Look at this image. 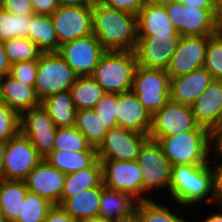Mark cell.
I'll use <instances>...</instances> for the list:
<instances>
[{"label":"cell","mask_w":222,"mask_h":222,"mask_svg":"<svg viewBox=\"0 0 222 222\" xmlns=\"http://www.w3.org/2000/svg\"><path fill=\"white\" fill-rule=\"evenodd\" d=\"M92 32L106 51L134 52L138 41L137 15L96 1L92 6Z\"/></svg>","instance_id":"cell-1"},{"label":"cell","mask_w":222,"mask_h":222,"mask_svg":"<svg viewBox=\"0 0 222 222\" xmlns=\"http://www.w3.org/2000/svg\"><path fill=\"white\" fill-rule=\"evenodd\" d=\"M169 195L178 205L183 206H194L204 200L213 203L210 163L172 166Z\"/></svg>","instance_id":"cell-2"},{"label":"cell","mask_w":222,"mask_h":222,"mask_svg":"<svg viewBox=\"0 0 222 222\" xmlns=\"http://www.w3.org/2000/svg\"><path fill=\"white\" fill-rule=\"evenodd\" d=\"M157 141L172 166L203 165L209 162L211 132L192 130L167 137H149Z\"/></svg>","instance_id":"cell-3"},{"label":"cell","mask_w":222,"mask_h":222,"mask_svg":"<svg viewBox=\"0 0 222 222\" xmlns=\"http://www.w3.org/2000/svg\"><path fill=\"white\" fill-rule=\"evenodd\" d=\"M137 65L134 52L106 51L91 77L106 93L128 92L132 90Z\"/></svg>","instance_id":"cell-4"},{"label":"cell","mask_w":222,"mask_h":222,"mask_svg":"<svg viewBox=\"0 0 222 222\" xmlns=\"http://www.w3.org/2000/svg\"><path fill=\"white\" fill-rule=\"evenodd\" d=\"M165 8L180 37L213 36L222 30V9L187 7L176 1Z\"/></svg>","instance_id":"cell-5"},{"label":"cell","mask_w":222,"mask_h":222,"mask_svg":"<svg viewBox=\"0 0 222 222\" xmlns=\"http://www.w3.org/2000/svg\"><path fill=\"white\" fill-rule=\"evenodd\" d=\"M78 77L58 52H42L37 60L36 95L42 101L50 95L67 91Z\"/></svg>","instance_id":"cell-6"},{"label":"cell","mask_w":222,"mask_h":222,"mask_svg":"<svg viewBox=\"0 0 222 222\" xmlns=\"http://www.w3.org/2000/svg\"><path fill=\"white\" fill-rule=\"evenodd\" d=\"M170 77L165 70L146 69L137 65L132 91L153 115L169 101Z\"/></svg>","instance_id":"cell-7"},{"label":"cell","mask_w":222,"mask_h":222,"mask_svg":"<svg viewBox=\"0 0 222 222\" xmlns=\"http://www.w3.org/2000/svg\"><path fill=\"white\" fill-rule=\"evenodd\" d=\"M137 161L142 171V195L151 190L168 189L172 165L157 141L148 139L140 149ZM146 191V192H145Z\"/></svg>","instance_id":"cell-8"},{"label":"cell","mask_w":222,"mask_h":222,"mask_svg":"<svg viewBox=\"0 0 222 222\" xmlns=\"http://www.w3.org/2000/svg\"><path fill=\"white\" fill-rule=\"evenodd\" d=\"M43 160L26 136L18 132L6 142L3 160V179L25 180Z\"/></svg>","instance_id":"cell-9"},{"label":"cell","mask_w":222,"mask_h":222,"mask_svg":"<svg viewBox=\"0 0 222 222\" xmlns=\"http://www.w3.org/2000/svg\"><path fill=\"white\" fill-rule=\"evenodd\" d=\"M102 164L104 187L131 195L139 201L150 200L142 196V171L137 160H99Z\"/></svg>","instance_id":"cell-10"},{"label":"cell","mask_w":222,"mask_h":222,"mask_svg":"<svg viewBox=\"0 0 222 222\" xmlns=\"http://www.w3.org/2000/svg\"><path fill=\"white\" fill-rule=\"evenodd\" d=\"M192 130H208L200 126L192 113L191 106L169 100L152 115L149 137H167Z\"/></svg>","instance_id":"cell-11"},{"label":"cell","mask_w":222,"mask_h":222,"mask_svg":"<svg viewBox=\"0 0 222 222\" xmlns=\"http://www.w3.org/2000/svg\"><path fill=\"white\" fill-rule=\"evenodd\" d=\"M149 136L122 127L108 129L103 141L96 148L98 160H137Z\"/></svg>","instance_id":"cell-12"},{"label":"cell","mask_w":222,"mask_h":222,"mask_svg":"<svg viewBox=\"0 0 222 222\" xmlns=\"http://www.w3.org/2000/svg\"><path fill=\"white\" fill-rule=\"evenodd\" d=\"M56 129L41 104L19 115V132L28 138L43 159L53 151Z\"/></svg>","instance_id":"cell-13"},{"label":"cell","mask_w":222,"mask_h":222,"mask_svg":"<svg viewBox=\"0 0 222 222\" xmlns=\"http://www.w3.org/2000/svg\"><path fill=\"white\" fill-rule=\"evenodd\" d=\"M58 54L79 77L91 76L106 52L94 34L59 46Z\"/></svg>","instance_id":"cell-14"},{"label":"cell","mask_w":222,"mask_h":222,"mask_svg":"<svg viewBox=\"0 0 222 222\" xmlns=\"http://www.w3.org/2000/svg\"><path fill=\"white\" fill-rule=\"evenodd\" d=\"M50 16L59 45L93 34L92 6H59Z\"/></svg>","instance_id":"cell-15"},{"label":"cell","mask_w":222,"mask_h":222,"mask_svg":"<svg viewBox=\"0 0 222 222\" xmlns=\"http://www.w3.org/2000/svg\"><path fill=\"white\" fill-rule=\"evenodd\" d=\"M179 39V34L138 36L134 50L138 66L166 71Z\"/></svg>","instance_id":"cell-16"},{"label":"cell","mask_w":222,"mask_h":222,"mask_svg":"<svg viewBox=\"0 0 222 222\" xmlns=\"http://www.w3.org/2000/svg\"><path fill=\"white\" fill-rule=\"evenodd\" d=\"M207 44L208 36L180 37L166 69L169 77L175 78L203 68Z\"/></svg>","instance_id":"cell-17"},{"label":"cell","mask_w":222,"mask_h":222,"mask_svg":"<svg viewBox=\"0 0 222 222\" xmlns=\"http://www.w3.org/2000/svg\"><path fill=\"white\" fill-rule=\"evenodd\" d=\"M66 174L43 159L24 180L29 192L46 198L54 205L61 204Z\"/></svg>","instance_id":"cell-18"},{"label":"cell","mask_w":222,"mask_h":222,"mask_svg":"<svg viewBox=\"0 0 222 222\" xmlns=\"http://www.w3.org/2000/svg\"><path fill=\"white\" fill-rule=\"evenodd\" d=\"M117 127L148 135L152 125V114L131 90L117 94Z\"/></svg>","instance_id":"cell-19"},{"label":"cell","mask_w":222,"mask_h":222,"mask_svg":"<svg viewBox=\"0 0 222 222\" xmlns=\"http://www.w3.org/2000/svg\"><path fill=\"white\" fill-rule=\"evenodd\" d=\"M196 122L210 132L222 124V80H212L191 105Z\"/></svg>","instance_id":"cell-20"},{"label":"cell","mask_w":222,"mask_h":222,"mask_svg":"<svg viewBox=\"0 0 222 222\" xmlns=\"http://www.w3.org/2000/svg\"><path fill=\"white\" fill-rule=\"evenodd\" d=\"M212 80L211 74L204 67L170 78L169 100L191 106Z\"/></svg>","instance_id":"cell-21"},{"label":"cell","mask_w":222,"mask_h":222,"mask_svg":"<svg viewBox=\"0 0 222 222\" xmlns=\"http://www.w3.org/2000/svg\"><path fill=\"white\" fill-rule=\"evenodd\" d=\"M0 100L18 115L40 105L34 86H27L10 75L0 78Z\"/></svg>","instance_id":"cell-22"},{"label":"cell","mask_w":222,"mask_h":222,"mask_svg":"<svg viewBox=\"0 0 222 222\" xmlns=\"http://www.w3.org/2000/svg\"><path fill=\"white\" fill-rule=\"evenodd\" d=\"M138 36L179 34L167 16L165 6L145 0L137 15Z\"/></svg>","instance_id":"cell-23"},{"label":"cell","mask_w":222,"mask_h":222,"mask_svg":"<svg viewBox=\"0 0 222 222\" xmlns=\"http://www.w3.org/2000/svg\"><path fill=\"white\" fill-rule=\"evenodd\" d=\"M137 202L129 194L104 187L101 192L99 217L108 222H118L135 212Z\"/></svg>","instance_id":"cell-24"},{"label":"cell","mask_w":222,"mask_h":222,"mask_svg":"<svg viewBox=\"0 0 222 222\" xmlns=\"http://www.w3.org/2000/svg\"><path fill=\"white\" fill-rule=\"evenodd\" d=\"M103 183L94 188L81 191L73 197L66 198L61 206L74 220L99 216Z\"/></svg>","instance_id":"cell-25"},{"label":"cell","mask_w":222,"mask_h":222,"mask_svg":"<svg viewBox=\"0 0 222 222\" xmlns=\"http://www.w3.org/2000/svg\"><path fill=\"white\" fill-rule=\"evenodd\" d=\"M40 104L49 113L57 128L73 127L76 121L77 109L69 90L50 95Z\"/></svg>","instance_id":"cell-26"},{"label":"cell","mask_w":222,"mask_h":222,"mask_svg":"<svg viewBox=\"0 0 222 222\" xmlns=\"http://www.w3.org/2000/svg\"><path fill=\"white\" fill-rule=\"evenodd\" d=\"M28 193L24 180L0 181V210L8 222H16L20 218L21 202Z\"/></svg>","instance_id":"cell-27"},{"label":"cell","mask_w":222,"mask_h":222,"mask_svg":"<svg viewBox=\"0 0 222 222\" xmlns=\"http://www.w3.org/2000/svg\"><path fill=\"white\" fill-rule=\"evenodd\" d=\"M103 183L102 164L97 160L91 167L68 173L65 176L61 203L89 188L98 187Z\"/></svg>","instance_id":"cell-28"},{"label":"cell","mask_w":222,"mask_h":222,"mask_svg":"<svg viewBox=\"0 0 222 222\" xmlns=\"http://www.w3.org/2000/svg\"><path fill=\"white\" fill-rule=\"evenodd\" d=\"M28 38L42 52H57L60 46L50 15H32Z\"/></svg>","instance_id":"cell-29"},{"label":"cell","mask_w":222,"mask_h":222,"mask_svg":"<svg viewBox=\"0 0 222 222\" xmlns=\"http://www.w3.org/2000/svg\"><path fill=\"white\" fill-rule=\"evenodd\" d=\"M45 160L65 174L91 167L97 160V152H65L53 150Z\"/></svg>","instance_id":"cell-30"},{"label":"cell","mask_w":222,"mask_h":222,"mask_svg":"<svg viewBox=\"0 0 222 222\" xmlns=\"http://www.w3.org/2000/svg\"><path fill=\"white\" fill-rule=\"evenodd\" d=\"M77 110L93 109L106 94L102 87L91 77H78L69 89Z\"/></svg>","instance_id":"cell-31"},{"label":"cell","mask_w":222,"mask_h":222,"mask_svg":"<svg viewBox=\"0 0 222 222\" xmlns=\"http://www.w3.org/2000/svg\"><path fill=\"white\" fill-rule=\"evenodd\" d=\"M74 127L78 129L95 148L100 145L108 131L94 109L77 110Z\"/></svg>","instance_id":"cell-32"},{"label":"cell","mask_w":222,"mask_h":222,"mask_svg":"<svg viewBox=\"0 0 222 222\" xmlns=\"http://www.w3.org/2000/svg\"><path fill=\"white\" fill-rule=\"evenodd\" d=\"M53 150L65 152H97L86 137L74 126L57 128Z\"/></svg>","instance_id":"cell-33"},{"label":"cell","mask_w":222,"mask_h":222,"mask_svg":"<svg viewBox=\"0 0 222 222\" xmlns=\"http://www.w3.org/2000/svg\"><path fill=\"white\" fill-rule=\"evenodd\" d=\"M32 15H14L0 7V41L28 37Z\"/></svg>","instance_id":"cell-34"},{"label":"cell","mask_w":222,"mask_h":222,"mask_svg":"<svg viewBox=\"0 0 222 222\" xmlns=\"http://www.w3.org/2000/svg\"><path fill=\"white\" fill-rule=\"evenodd\" d=\"M53 205L46 198L28 191L16 222H43Z\"/></svg>","instance_id":"cell-35"},{"label":"cell","mask_w":222,"mask_h":222,"mask_svg":"<svg viewBox=\"0 0 222 222\" xmlns=\"http://www.w3.org/2000/svg\"><path fill=\"white\" fill-rule=\"evenodd\" d=\"M135 212L142 222H187L185 218L182 219L165 205H159L151 198L137 202Z\"/></svg>","instance_id":"cell-36"},{"label":"cell","mask_w":222,"mask_h":222,"mask_svg":"<svg viewBox=\"0 0 222 222\" xmlns=\"http://www.w3.org/2000/svg\"><path fill=\"white\" fill-rule=\"evenodd\" d=\"M7 58L11 63L38 60L42 51L28 37H17L3 41Z\"/></svg>","instance_id":"cell-37"},{"label":"cell","mask_w":222,"mask_h":222,"mask_svg":"<svg viewBox=\"0 0 222 222\" xmlns=\"http://www.w3.org/2000/svg\"><path fill=\"white\" fill-rule=\"evenodd\" d=\"M204 68L213 80H222V30L216 35L208 36Z\"/></svg>","instance_id":"cell-38"},{"label":"cell","mask_w":222,"mask_h":222,"mask_svg":"<svg viewBox=\"0 0 222 222\" xmlns=\"http://www.w3.org/2000/svg\"><path fill=\"white\" fill-rule=\"evenodd\" d=\"M94 111L100 116L107 129L117 127V94L106 93L94 106Z\"/></svg>","instance_id":"cell-39"},{"label":"cell","mask_w":222,"mask_h":222,"mask_svg":"<svg viewBox=\"0 0 222 222\" xmlns=\"http://www.w3.org/2000/svg\"><path fill=\"white\" fill-rule=\"evenodd\" d=\"M19 132V115L0 100V140L7 142Z\"/></svg>","instance_id":"cell-40"},{"label":"cell","mask_w":222,"mask_h":222,"mask_svg":"<svg viewBox=\"0 0 222 222\" xmlns=\"http://www.w3.org/2000/svg\"><path fill=\"white\" fill-rule=\"evenodd\" d=\"M9 75L24 85L34 86L37 75V60H24L12 63Z\"/></svg>","instance_id":"cell-41"},{"label":"cell","mask_w":222,"mask_h":222,"mask_svg":"<svg viewBox=\"0 0 222 222\" xmlns=\"http://www.w3.org/2000/svg\"><path fill=\"white\" fill-rule=\"evenodd\" d=\"M101 5L109 8L123 10L138 15L145 0H96Z\"/></svg>","instance_id":"cell-42"},{"label":"cell","mask_w":222,"mask_h":222,"mask_svg":"<svg viewBox=\"0 0 222 222\" xmlns=\"http://www.w3.org/2000/svg\"><path fill=\"white\" fill-rule=\"evenodd\" d=\"M156 5L166 6L172 2H180L187 7H197L201 9H222V0H151Z\"/></svg>","instance_id":"cell-43"},{"label":"cell","mask_w":222,"mask_h":222,"mask_svg":"<svg viewBox=\"0 0 222 222\" xmlns=\"http://www.w3.org/2000/svg\"><path fill=\"white\" fill-rule=\"evenodd\" d=\"M219 161H214L211 159L209 160V163H213L214 167L211 165V171H212V182H213V203H217L216 205L222 206V160L219 163H216ZM213 167V169H212Z\"/></svg>","instance_id":"cell-44"},{"label":"cell","mask_w":222,"mask_h":222,"mask_svg":"<svg viewBox=\"0 0 222 222\" xmlns=\"http://www.w3.org/2000/svg\"><path fill=\"white\" fill-rule=\"evenodd\" d=\"M5 11L14 15H33L31 0H3L1 6Z\"/></svg>","instance_id":"cell-45"},{"label":"cell","mask_w":222,"mask_h":222,"mask_svg":"<svg viewBox=\"0 0 222 222\" xmlns=\"http://www.w3.org/2000/svg\"><path fill=\"white\" fill-rule=\"evenodd\" d=\"M35 15H51L60 5L57 0H31Z\"/></svg>","instance_id":"cell-46"},{"label":"cell","mask_w":222,"mask_h":222,"mask_svg":"<svg viewBox=\"0 0 222 222\" xmlns=\"http://www.w3.org/2000/svg\"><path fill=\"white\" fill-rule=\"evenodd\" d=\"M43 222H74V219L59 205H53Z\"/></svg>","instance_id":"cell-47"},{"label":"cell","mask_w":222,"mask_h":222,"mask_svg":"<svg viewBox=\"0 0 222 222\" xmlns=\"http://www.w3.org/2000/svg\"><path fill=\"white\" fill-rule=\"evenodd\" d=\"M210 145L212 146L211 153L214 152V156H217L218 160H222V124L211 131Z\"/></svg>","instance_id":"cell-48"},{"label":"cell","mask_w":222,"mask_h":222,"mask_svg":"<svg viewBox=\"0 0 222 222\" xmlns=\"http://www.w3.org/2000/svg\"><path fill=\"white\" fill-rule=\"evenodd\" d=\"M11 64L7 58L3 41H0V78L10 74Z\"/></svg>","instance_id":"cell-49"},{"label":"cell","mask_w":222,"mask_h":222,"mask_svg":"<svg viewBox=\"0 0 222 222\" xmlns=\"http://www.w3.org/2000/svg\"><path fill=\"white\" fill-rule=\"evenodd\" d=\"M60 6H93L96 0H57Z\"/></svg>","instance_id":"cell-50"},{"label":"cell","mask_w":222,"mask_h":222,"mask_svg":"<svg viewBox=\"0 0 222 222\" xmlns=\"http://www.w3.org/2000/svg\"><path fill=\"white\" fill-rule=\"evenodd\" d=\"M6 142L0 140V181L3 180V160L5 153Z\"/></svg>","instance_id":"cell-51"},{"label":"cell","mask_w":222,"mask_h":222,"mask_svg":"<svg viewBox=\"0 0 222 222\" xmlns=\"http://www.w3.org/2000/svg\"><path fill=\"white\" fill-rule=\"evenodd\" d=\"M203 222H222V213L212 212Z\"/></svg>","instance_id":"cell-52"},{"label":"cell","mask_w":222,"mask_h":222,"mask_svg":"<svg viewBox=\"0 0 222 222\" xmlns=\"http://www.w3.org/2000/svg\"><path fill=\"white\" fill-rule=\"evenodd\" d=\"M74 222H108V221L103 220L99 216H95V217L77 219V220H74Z\"/></svg>","instance_id":"cell-53"},{"label":"cell","mask_w":222,"mask_h":222,"mask_svg":"<svg viewBox=\"0 0 222 222\" xmlns=\"http://www.w3.org/2000/svg\"><path fill=\"white\" fill-rule=\"evenodd\" d=\"M118 222H142L138 214L134 212L131 216L121 219Z\"/></svg>","instance_id":"cell-54"},{"label":"cell","mask_w":222,"mask_h":222,"mask_svg":"<svg viewBox=\"0 0 222 222\" xmlns=\"http://www.w3.org/2000/svg\"><path fill=\"white\" fill-rule=\"evenodd\" d=\"M0 222H8L5 216L2 214L1 210H0Z\"/></svg>","instance_id":"cell-55"},{"label":"cell","mask_w":222,"mask_h":222,"mask_svg":"<svg viewBox=\"0 0 222 222\" xmlns=\"http://www.w3.org/2000/svg\"><path fill=\"white\" fill-rule=\"evenodd\" d=\"M2 4H3V0H0V7L2 6Z\"/></svg>","instance_id":"cell-56"}]
</instances>
